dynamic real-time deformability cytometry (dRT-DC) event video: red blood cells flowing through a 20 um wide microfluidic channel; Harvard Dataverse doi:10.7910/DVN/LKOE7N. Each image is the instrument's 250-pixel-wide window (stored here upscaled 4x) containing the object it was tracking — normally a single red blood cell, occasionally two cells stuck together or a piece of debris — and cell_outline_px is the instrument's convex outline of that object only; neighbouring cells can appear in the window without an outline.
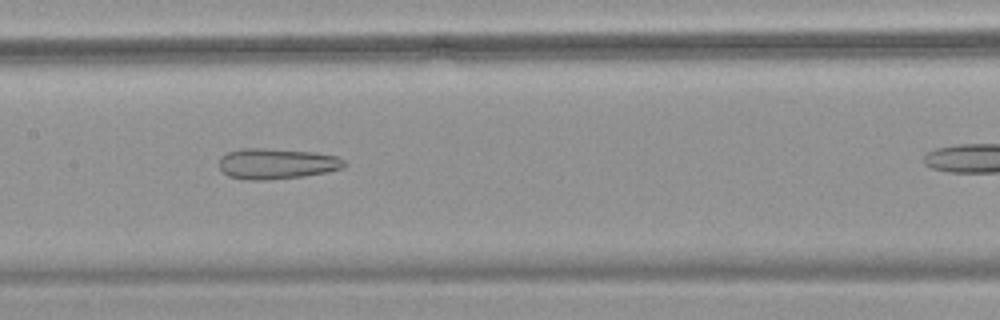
{"species": "common noctule bat (a hibernating species)", "species_latin": "Nyctalus noctula", "temperature_condition": "warm", "stored_images_in_passage": 35, "camera_frame_rate_fps": 3000, "um_per_image_px": 0.085, "animal": {"sex": "female", "body_mass_g": 18.4}, "frame": {"image": 1, "passage_image": 19, "time_ms": 6.0, "image_size_px": [1000, 320], "cell_outline_px": [[348, 164], [344, 168], [328, 172], [304, 176], [264, 180], [248, 180], [228, 176], [220, 168], [220, 156], [228, 152], [240, 148], [264, 148], [312, 152], [336, 156], [344, 160]], "centroid_in_image_um": [23.53, 13.91], "position_along_channel_um": 183.9, "area_um2": 22.43}}
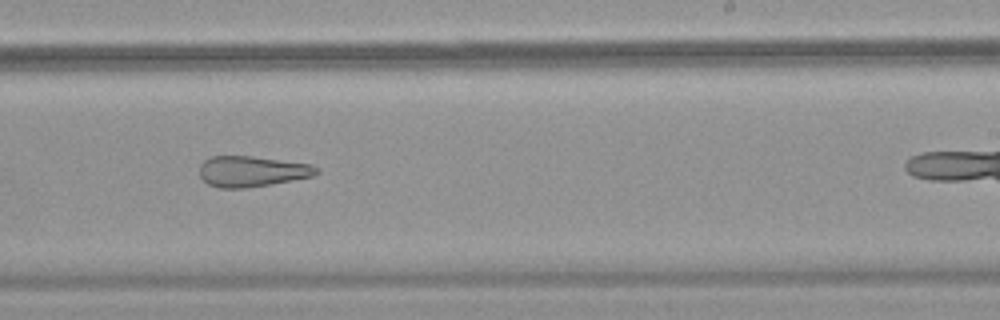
{"frame": {"image": 2, "passage_image": 25, "time_ms": 8.0, "image_size_px": [1000, 320], "cell_outline_px": [[320, 172], [312, 176], [272, 184], [244, 188], [220, 188], [208, 184], [200, 176], [200, 164], [204, 160], [212, 156], [252, 156], [312, 164], [320, 168]], "centroid_in_image_um": [21.43, 14.56], "position_along_channel_um": 267.6, "area_um2": 20.98}}
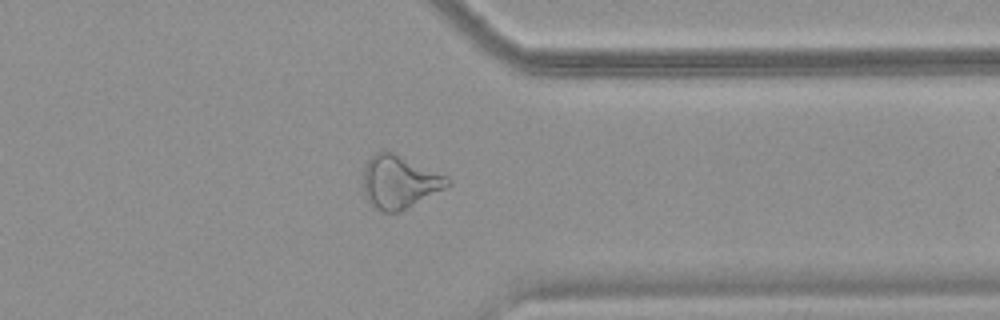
{"frame": {"image": 3, "passage_image": 33, "time_ms": 10.667, "image_size_px": [1000, 320], "cell_outline_px": [[452, 184], [400, 212], [384, 212], [372, 208], [364, 192], [364, 168], [368, 160], [380, 148], [392, 152], [448, 176], [452, 180]], "centroid_in_image_um": [33.95, 15.46], "position_along_channel_um": 377.5, "area_um2": 26.07}}